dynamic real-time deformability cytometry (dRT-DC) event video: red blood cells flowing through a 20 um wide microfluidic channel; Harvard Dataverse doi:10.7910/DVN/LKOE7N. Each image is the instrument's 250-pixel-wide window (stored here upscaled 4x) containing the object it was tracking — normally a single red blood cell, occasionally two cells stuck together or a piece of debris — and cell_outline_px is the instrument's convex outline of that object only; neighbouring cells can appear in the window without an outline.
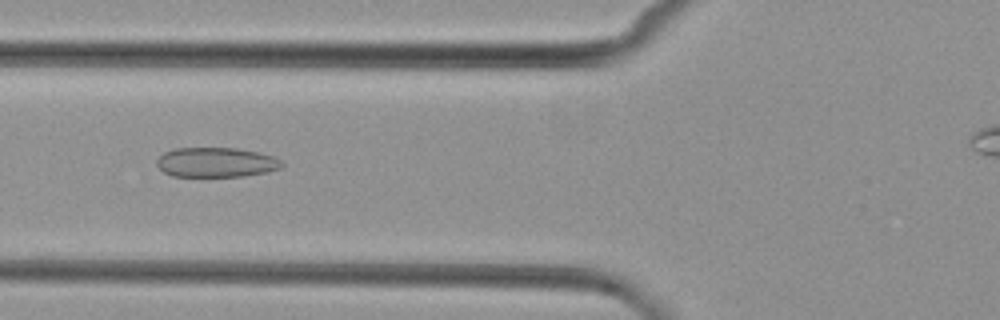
{"species": "common noctule bat (a hibernating species)", "species_latin": "Nyctalus noctula", "temperature_condition": "cold", "stored_images_in_passage": 5, "camera_frame_rate_fps": 3000, "um_per_image_px": 0.085, "animal": {"sex": "female", "body_mass_g": 29.2, "forearm_length_mm": 56.3}, "frame": {"image": 1, "passage_image": 3, "time_ms": 2.333, "image_size_px": [1000, 320], "cell_outline_px": [[284, 164], [280, 168], [268, 172], [244, 176], [172, 176], [164, 172], [156, 164], [156, 160], [164, 152], [176, 148], [236, 148], [256, 152], [272, 156], [280, 160]], "centroid_in_image_um": [18.36, 13.8], "position_along_channel_um": 107.4, "area_um2": 21.56}}
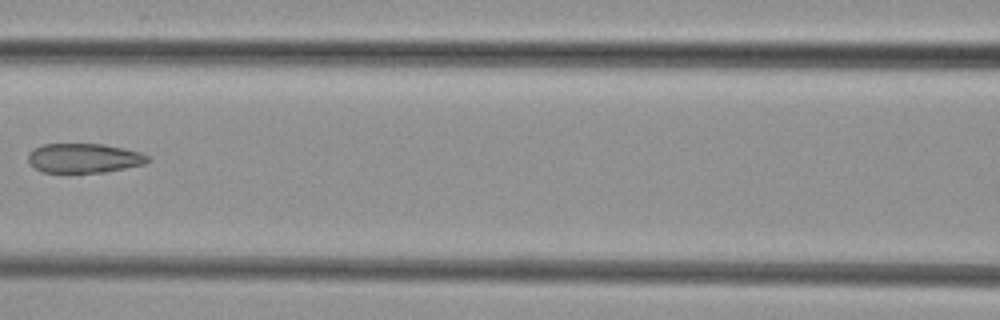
{"frame": {"image": 2, "passage_image": 4, "time_ms": 3.667, "image_size_px": [1000, 320], "cell_outline_px": [[152, 160], [144, 164], [104, 172], [40, 172], [28, 160], [28, 152], [32, 148], [44, 144], [104, 144], [124, 148], [140, 152], [148, 156]], "centroid_in_image_um": [7.14, 13.43], "position_along_channel_um": 159.5, "area_um2": 20.52}}
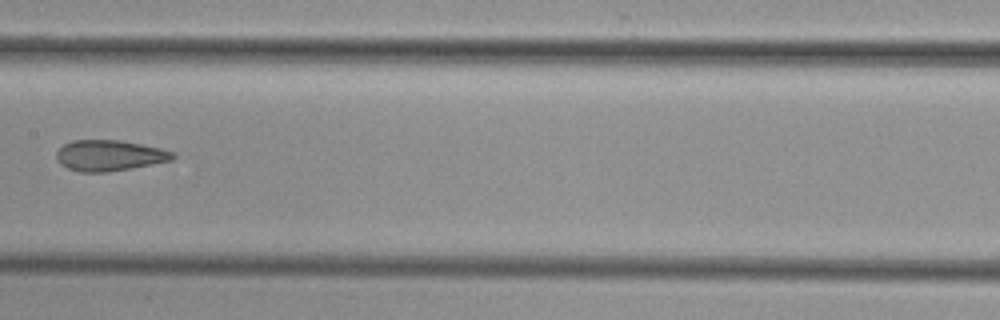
{"frame": {"image": 3, "passage_image": 5, "time_ms": 4.667, "image_size_px": [1000, 320], "cell_outline_px": [[176, 156], [172, 160], [132, 168], [108, 172], [80, 172], [68, 168], [60, 164], [56, 156], [56, 152], [64, 144], [72, 140], [120, 140], [160, 148], [176, 152]], "centroid_in_image_um": [9.31, 13.22], "position_along_channel_um": 198.1, "area_um2": 20.92}}